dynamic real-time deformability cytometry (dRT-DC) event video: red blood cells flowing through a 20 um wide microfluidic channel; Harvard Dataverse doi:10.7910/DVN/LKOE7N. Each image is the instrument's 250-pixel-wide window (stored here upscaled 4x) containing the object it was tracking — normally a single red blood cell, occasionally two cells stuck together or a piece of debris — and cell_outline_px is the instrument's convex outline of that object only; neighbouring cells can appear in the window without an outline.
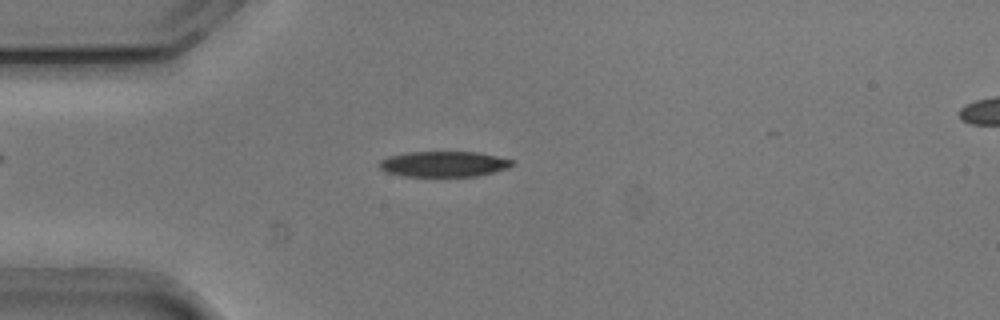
{"species": "common noctule bat (a hibernating species)", "species_latin": "Nyctalus noctula", "temperature_condition": "cold", "stored_images_in_passage": 49, "camera_frame_rate_fps": 3000, "um_per_image_px": 0.085, "animal": {"sex": "male", "body_mass_g": 20.5, "forearm_length_mm": 52.5}, "frame": {"image": 1, "passage_image": 13, "time_ms": 4.0, "image_size_px": [1000, 320], "cell_outline_px": [[512, 164], [508, 168], [476, 176], [404, 176], [384, 172], [380, 168], [380, 160], [388, 156], [408, 152], [476, 152], [496, 156], [512, 160]], "centroid_in_image_um": [37.67, 13.94], "position_along_channel_um": 47.3, "area_um2": 19.59}}
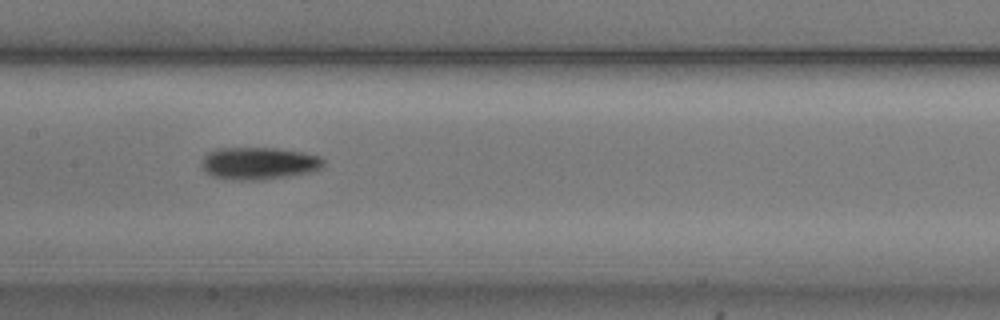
{"frame": {"image": 2, "passage_image": 25, "time_ms": 8.0, "image_size_px": [1000, 320], "cell_outline_px": [[324, 164], [320, 168], [308, 172], [288, 176], [260, 180], [240, 180], [212, 176], [204, 172], [200, 164], [200, 160], [208, 152], [216, 148], [276, 148], [304, 152], [320, 156], [324, 160]], "centroid_in_image_um": [21.96, 13.87], "position_along_channel_um": 185.4, "area_um2": 23.06}}
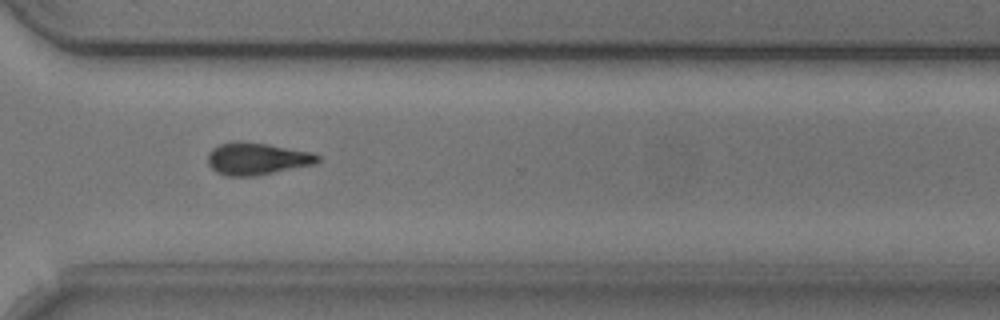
{"frame": {"image": 3, "passage_image": 38, "time_ms": 12.333, "image_size_px": [1000, 320], "cell_outline_px": [[320, 160], [316, 164], [252, 176], [228, 176], [216, 172], [208, 164], [208, 152], [212, 148], [220, 144], [268, 144], [316, 152], [320, 156]], "centroid_in_image_um": [21.91, 13.52], "position_along_channel_um": 348.7, "area_um2": 20.11}, "authors_computed_cell_mechanics": {"area_um2": 20.519, "velocity_mm_per_s": 3.7851, "shape_relaxation_time_tau1_ms": 2.6443, "shape_relaxation_time_tau2_ms": null, "deformation_change_tau1": 0.1279, "deformation_change_tau2": null}}